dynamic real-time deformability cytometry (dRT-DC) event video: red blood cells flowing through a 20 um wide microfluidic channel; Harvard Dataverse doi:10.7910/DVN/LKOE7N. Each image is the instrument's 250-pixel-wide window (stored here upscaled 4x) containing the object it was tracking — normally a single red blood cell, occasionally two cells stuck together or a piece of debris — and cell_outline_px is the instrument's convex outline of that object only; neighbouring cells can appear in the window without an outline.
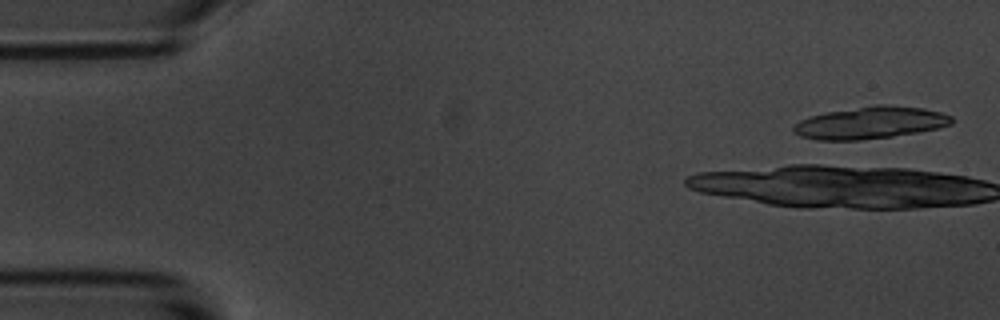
{"species": "common noctule bat (a hibernating species)", "species_latin": "Nyctalus noctula", "temperature_condition": "room temperature", "stored_images_in_passage": 39, "camera_frame_rate_fps": 3000, "um_per_image_px": 0.085, "animal": {"sex": "male", "body_mass_g": 20.1, "forearm_length_mm": 53.5}, "frame": {"image": 1, "passage_image": 1, "time_ms": 0.0, "image_size_px": [1000, 320], "cell_outline_px": [[952, 124], [936, 128], [916, 132], [892, 136], [860, 140], [816, 140], [800, 136], [792, 132], [792, 128], [800, 120], [808, 116], [824, 112], [872, 104], [888, 104], [924, 108], [940, 112], [952, 116]], "centroid_in_image_um": [73.93, 10.41], "position_along_channel_um": 11.1, "area_um2": 29.88}}